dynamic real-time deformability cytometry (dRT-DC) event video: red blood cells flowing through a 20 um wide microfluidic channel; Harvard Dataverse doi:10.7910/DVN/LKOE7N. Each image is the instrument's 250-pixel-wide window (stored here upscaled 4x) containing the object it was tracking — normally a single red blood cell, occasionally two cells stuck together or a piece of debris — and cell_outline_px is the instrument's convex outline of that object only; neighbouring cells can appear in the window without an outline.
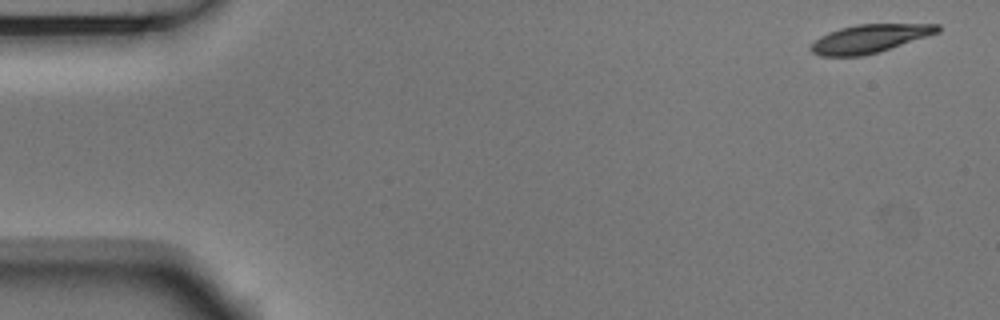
{"species": "Egyptian fruit bat (a non-hibernating species)", "species_latin": "Rousettus aegyptiacus", "temperature_condition": "room temperature", "stored_images_in_passage": 5, "camera_frame_rate_fps": 3000, "um_per_image_px": 0.085, "animal": {"sex": "male"}, "frame": {"image": 1, "passage_image": 1, "time_ms": 0.0, "image_size_px": [1000, 320], "cell_outline_px": [[940, 32], [880, 52], [860, 56], [820, 56], [812, 52], [808, 48], [820, 36], [828, 32], [840, 28], [856, 24], [940, 24]], "centroid_in_image_um": [73.92, 3.28], "position_along_channel_um": 11.1, "area_um2": 20.98}}
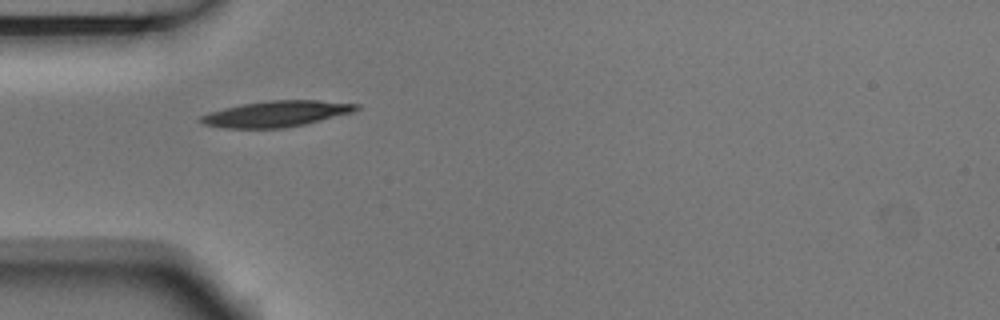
{"frame": {"image": 2, "passage_image": 4, "time_ms": 1.0, "image_size_px": [1000, 320], "cell_outline_px": [[360, 108], [356, 112], [304, 124], [284, 128], [224, 128], [204, 124], [196, 120], [200, 116], [208, 112], [240, 104], [268, 100], [316, 100], [360, 104]], "centroid_in_image_um": [23.49, 9.67], "position_along_channel_um": 61.5, "area_um2": 23.76}}
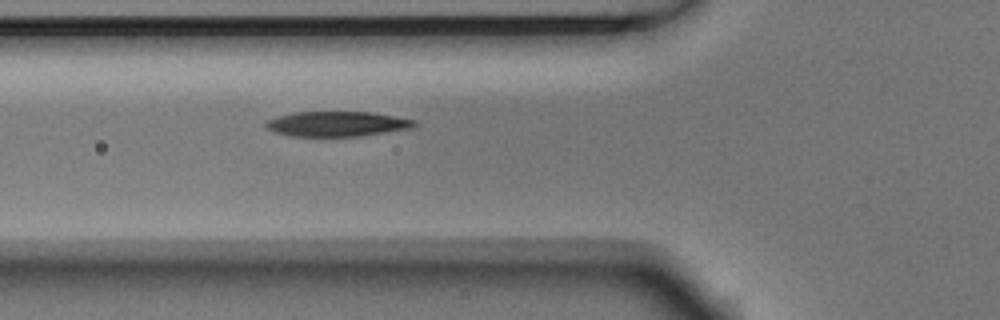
{"frame": {"image": 3, "passage_image": 5, "time_ms": 1.333, "image_size_px": [1000, 320], "cell_outline_px": [[420, 124], [412, 128], [360, 136], [292, 136], [272, 132], [264, 124], [268, 120], [276, 116], [292, 112], [372, 112], [416, 120]], "centroid_in_image_um": [28.66, 10.53], "position_along_channel_um": 97.1, "area_um2": 21.79}}